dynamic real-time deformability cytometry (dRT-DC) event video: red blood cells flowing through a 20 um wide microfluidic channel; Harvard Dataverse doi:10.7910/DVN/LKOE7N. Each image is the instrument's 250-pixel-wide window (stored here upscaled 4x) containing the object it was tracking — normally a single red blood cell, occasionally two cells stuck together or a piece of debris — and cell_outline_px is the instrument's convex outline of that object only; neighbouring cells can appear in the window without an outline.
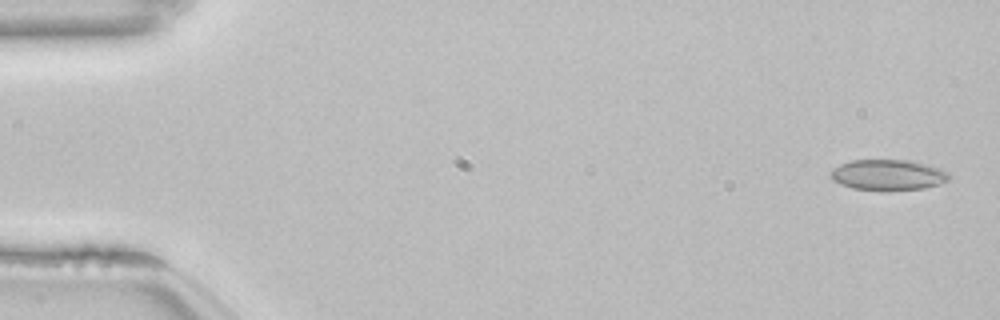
{"species": "common noctule bat (a hibernating species)", "species_latin": "Nyctalus noctula", "temperature_condition": "room temperature", "stored_images_in_passage": 12, "camera_frame_rate_fps": 3000, "um_per_image_px": 0.085, "animal": {"sex": "female", "body_mass_g": 22.7, "forearm_length_mm": 54.2}, "frame": {"image": 1, "passage_image": 2, "time_ms": 0.333, "image_size_px": [1000, 320], "cell_outline_px": [[948, 180], [940, 184], [924, 188], [888, 192], [852, 188], [840, 184], [832, 180], [828, 176], [828, 172], [832, 168], [848, 160], [908, 160], [940, 168], [948, 172]], "centroid_in_image_um": [75.41, 14.88], "position_along_channel_um": 9.6, "area_um2": 21.68}}